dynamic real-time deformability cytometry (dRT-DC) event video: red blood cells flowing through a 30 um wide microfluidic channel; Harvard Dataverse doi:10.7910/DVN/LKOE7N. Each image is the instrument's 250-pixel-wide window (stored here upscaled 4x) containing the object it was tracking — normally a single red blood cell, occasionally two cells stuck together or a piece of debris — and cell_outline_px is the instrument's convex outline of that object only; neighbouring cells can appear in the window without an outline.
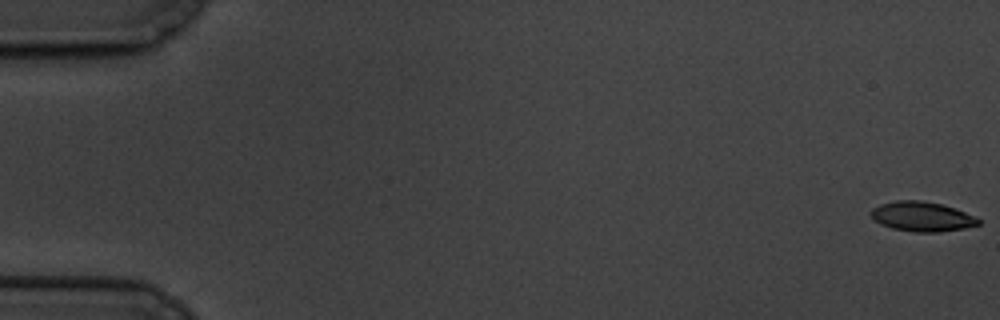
{"species": "common noctule bat (a hibernating species)", "species_latin": "Nyctalus noctula", "temperature_condition": "cold", "stored_images_in_passage": 6, "camera_frame_rate_fps": 3000, "um_per_image_px": 0.085, "animal": {"sex": "male", "body_mass_g": 19.5, "forearm_length_mm": 54.6}, "frame": {"image": 1, "passage_image": 1, "time_ms": 0.0, "image_size_px": [1000, 320], "cell_outline_px": [[980, 224], [964, 228], [940, 232], [912, 232], [892, 228], [880, 224], [868, 212], [872, 208], [880, 204], [896, 200], [920, 200], [940, 204], [976, 216], [980, 220]], "centroid_in_image_um": [78.34, 18.41], "position_along_channel_um": 6.7, "area_um2": 18.55}}
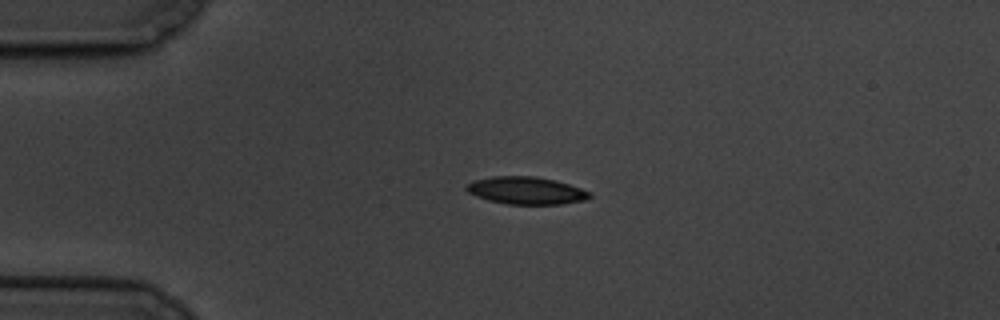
{"frame": {"image": 2, "passage_image": 5, "time_ms": 4.667, "image_size_px": [1000, 320], "cell_outline_px": [[592, 196], [584, 200], [560, 204], [508, 204], [488, 200], [476, 196], [468, 192], [464, 188], [464, 184], [472, 180], [492, 176], [536, 176], [556, 180], [592, 192]], "centroid_in_image_um": [44.68, 16.18], "position_along_channel_um": 40.3, "area_um2": 19.88}}